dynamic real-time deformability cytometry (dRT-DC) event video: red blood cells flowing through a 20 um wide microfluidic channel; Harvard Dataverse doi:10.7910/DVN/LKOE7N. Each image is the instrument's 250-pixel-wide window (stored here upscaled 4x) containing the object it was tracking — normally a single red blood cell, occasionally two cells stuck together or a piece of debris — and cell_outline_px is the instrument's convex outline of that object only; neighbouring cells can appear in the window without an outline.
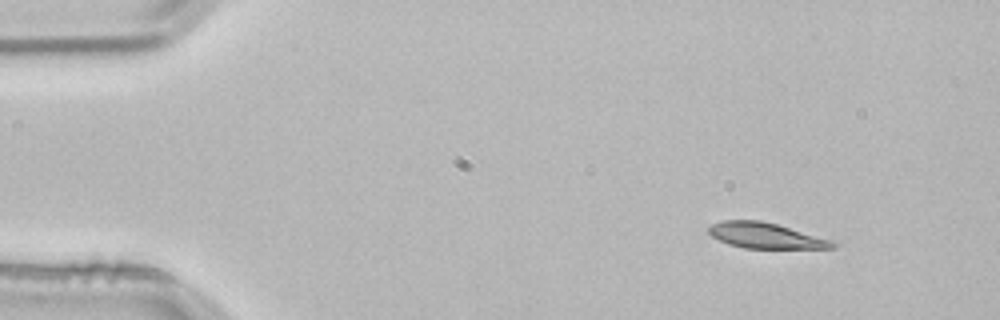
{"species": "common noctule bat (a hibernating species)", "species_latin": "Nyctalus noctula", "temperature_condition": "room temperature", "stored_images_in_passage": 3, "camera_frame_rate_fps": 3000, "um_per_image_px": 0.085, "animal": {"sex": "male", "body_mass_g": 21.5, "forearm_length_mm": 52.0}, "frame": {"image": 1, "passage_image": 1, "time_ms": 0.0, "image_size_px": [1000, 320], "cell_outline_px": [[840, 244], [836, 248], [744, 248], [728, 244], [712, 236], [708, 232], [708, 228], [712, 224], [724, 220], [760, 220], [776, 224], [832, 240]], "centroid_in_image_um": [65.1, 20.03], "position_along_channel_um": 19.9, "area_um2": 18.38}}
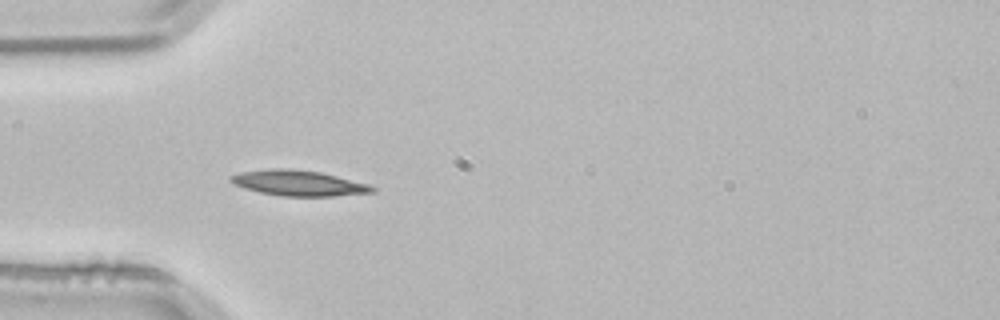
{"frame": {"image": 2, "passage_image": 3, "time_ms": 0.667, "image_size_px": [1000, 320], "cell_outline_px": [[376, 192], [332, 196], [280, 196], [260, 192], [244, 188], [232, 184], [228, 180], [228, 176], [240, 172], [272, 168], [292, 168], [320, 172], [368, 184], [376, 188]], "centroid_in_image_um": [25.32, 15.55], "position_along_channel_um": 59.7, "area_um2": 21.15}}